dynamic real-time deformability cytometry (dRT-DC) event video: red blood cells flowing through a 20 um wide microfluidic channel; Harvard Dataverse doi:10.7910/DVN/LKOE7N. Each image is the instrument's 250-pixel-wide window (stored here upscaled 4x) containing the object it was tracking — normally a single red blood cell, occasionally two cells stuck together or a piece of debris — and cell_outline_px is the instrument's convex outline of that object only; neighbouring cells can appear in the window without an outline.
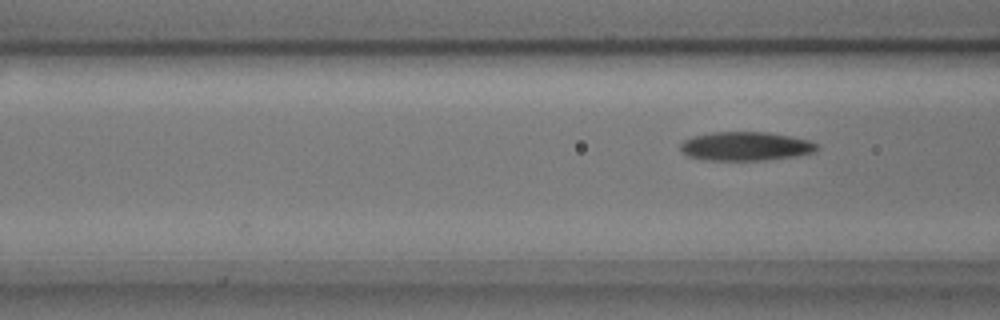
{"species": "common noctule bat (a hibernating species)", "species_latin": "Nyctalus noctula", "temperature_condition": "cold", "stored_images_in_passage": 7, "camera_frame_rate_fps": 3000, "um_per_image_px": 0.085, "animal": {"sex": "male", "body_mass_g": 17.9, "forearm_length_mm": 54.2}, "frame": {"image": 1, "passage_image": 7, "time_ms": 2.0, "image_size_px": [1000, 320], "cell_outline_px": [[820, 148], [812, 152], [796, 156], [764, 160], [708, 160], [688, 156], [680, 148], [680, 144], [684, 140], [692, 136], [712, 132], [768, 132], [808, 140], [816, 144]], "centroid_in_image_um": [63.36, 12.43], "position_along_channel_um": 103.2, "area_um2": 22.77}}